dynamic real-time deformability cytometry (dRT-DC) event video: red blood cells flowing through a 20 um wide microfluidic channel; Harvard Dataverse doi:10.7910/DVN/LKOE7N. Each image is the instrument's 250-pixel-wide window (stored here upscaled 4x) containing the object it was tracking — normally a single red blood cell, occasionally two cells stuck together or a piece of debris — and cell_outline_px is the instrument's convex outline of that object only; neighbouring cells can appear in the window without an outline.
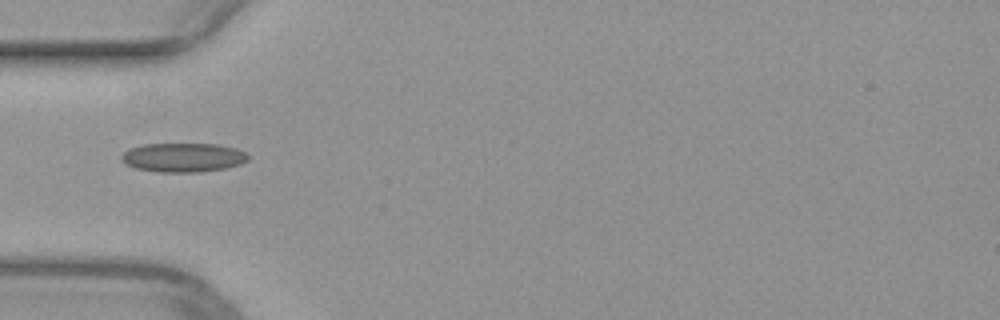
{"species": "common noctule bat (a hibernating species)", "species_latin": "Nyctalus noctula", "temperature_condition": "warm", "stored_images_in_passage": 35, "camera_frame_rate_fps": 3000, "um_per_image_px": 0.085, "animal": {"sex": "female", "body_mass_g": 29.2, "forearm_length_mm": 56.3}, "frame": {"image": 1, "passage_image": 1, "time_ms": 0.0, "image_size_px": [1000, 320], "cell_outline_px": [[248, 160], [240, 164], [224, 168], [200, 172], [160, 172], [136, 168], [124, 164], [120, 160], [120, 156], [128, 148], [144, 144], [220, 144], [236, 148], [248, 152]], "centroid_in_image_um": [15.56, 13.38], "position_along_channel_um": 69.4, "area_um2": 21.68}}
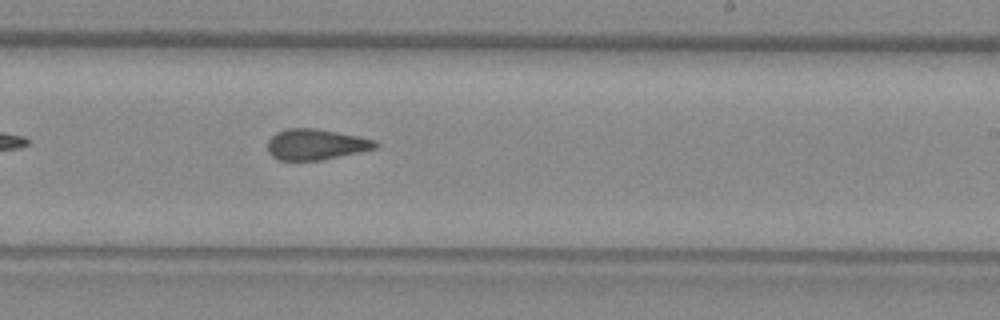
{"frame": {"image": 2, "passage_image": 15, "time_ms": 4.667, "image_size_px": [1000, 320], "cell_outline_px": [[380, 144], [376, 148], [360, 152], [320, 160], [276, 160], [268, 152], [268, 140], [276, 132], [288, 128], [312, 128], [356, 136], [376, 140]], "centroid_in_image_um": [26.83, 12.28], "position_along_channel_um": 262.2, "area_um2": 19.19}}
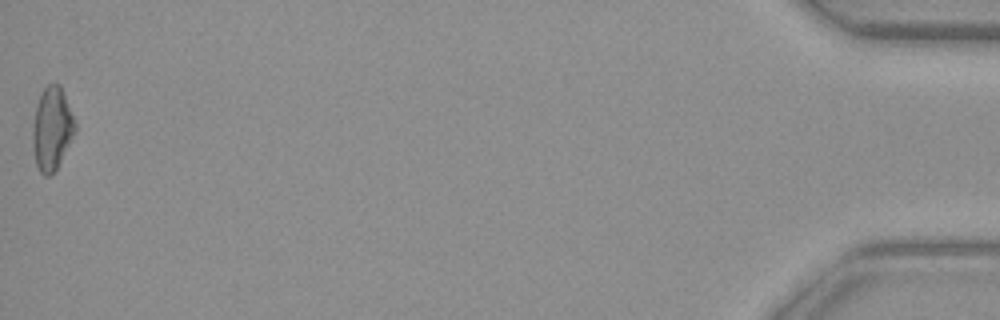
{"frame": {"image": 3, "passage_image": 35, "time_ms": 11.333, "image_size_px": [1000, 320], "cell_outline_px": [[76, 128], [56, 168], [48, 176], [44, 176], [40, 172], [36, 164], [32, 148], [32, 124], [36, 108], [40, 96], [44, 88], [48, 84], [60, 84], [76, 124]], "centroid_in_image_um": [4.38, 10.93], "position_along_channel_um": 430.8, "area_um2": 20.06}}